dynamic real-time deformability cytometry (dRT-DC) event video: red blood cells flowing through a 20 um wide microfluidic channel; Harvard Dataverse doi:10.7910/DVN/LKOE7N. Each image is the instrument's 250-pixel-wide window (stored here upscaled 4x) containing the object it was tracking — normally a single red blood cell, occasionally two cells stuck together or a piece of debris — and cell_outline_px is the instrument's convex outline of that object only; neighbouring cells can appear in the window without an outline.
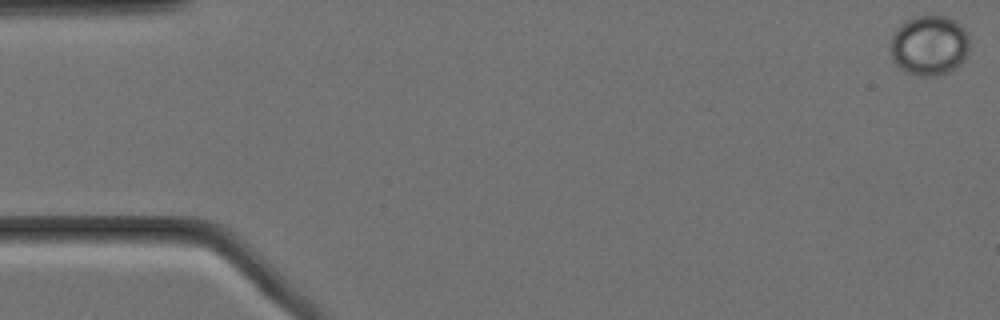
{"species": "Egyptian fruit bat (a non-hibernating species)", "species_latin": "Rousettus aegyptiacus", "temperature_condition": "cold", "stored_images_in_passage": 9, "camera_frame_rate_fps": 3000, "um_per_image_px": 0.085, "animal": {"sex": "female"}, "frame": {"image": 1, "passage_image": 1, "time_ms": 0.0, "image_size_px": [1000, 320], "cell_outline_px": [[968, 52], [964, 60], [956, 68], [948, 72], [936, 76], [920, 76], [908, 72], [900, 68], [892, 60], [892, 36], [896, 28], [900, 24], [912, 16], [948, 16], [956, 20], [968, 32]], "centroid_in_image_um": [79.01, 3.84], "position_along_channel_um": 6.0, "area_um2": 27.86}}